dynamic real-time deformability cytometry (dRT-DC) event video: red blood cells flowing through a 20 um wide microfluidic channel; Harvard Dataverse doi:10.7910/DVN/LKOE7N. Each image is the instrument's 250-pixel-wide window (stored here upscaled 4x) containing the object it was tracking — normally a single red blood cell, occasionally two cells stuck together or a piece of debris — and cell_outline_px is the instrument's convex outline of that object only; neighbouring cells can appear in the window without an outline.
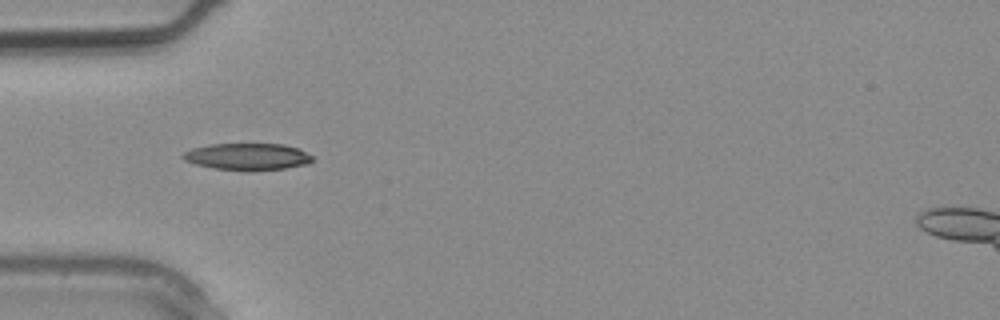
{"species": "common noctule bat (a hibernating species)", "species_latin": "Nyctalus noctula", "temperature_condition": "warm", "stored_images_in_passage": 1, "camera_frame_rate_fps": 3000, "um_per_image_px": 0.085, "animal": {"sex": "male", "body_mass_g": 20.4}, "frame": {"image": 1, "passage_image": 1, "time_ms": 0.0, "image_size_px": [1000, 320], "cell_outline_px": [[312, 160], [308, 164], [284, 168], [212, 168], [196, 164], [184, 160], [180, 156], [184, 152], [192, 148], [208, 144], [284, 144], [296, 148], [312, 156]], "centroid_in_image_um": [20.98, 13.27], "position_along_channel_um": 64.0, "area_um2": 19.36}}